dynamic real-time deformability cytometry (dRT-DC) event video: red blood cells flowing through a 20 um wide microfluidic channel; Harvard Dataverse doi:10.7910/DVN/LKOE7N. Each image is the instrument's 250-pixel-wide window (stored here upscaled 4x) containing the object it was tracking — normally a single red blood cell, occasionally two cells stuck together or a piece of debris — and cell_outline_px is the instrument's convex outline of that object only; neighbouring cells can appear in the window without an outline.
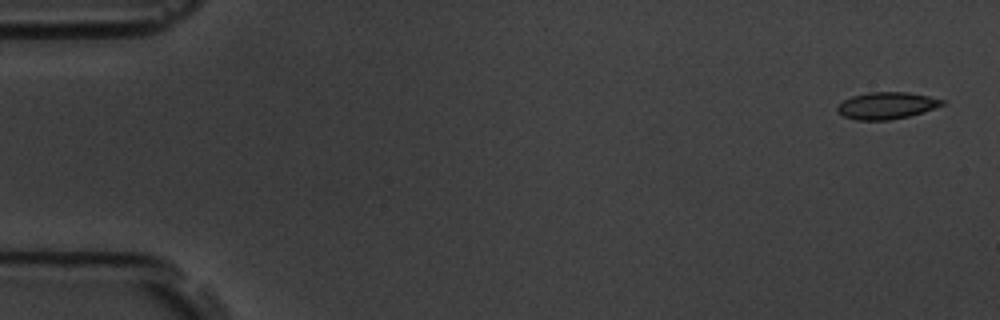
{"species": "common noctule bat (a hibernating species)", "species_latin": "Nyctalus noctula", "temperature_condition": "room temperature", "stored_images_in_passage": 56, "camera_frame_rate_fps": 3000, "um_per_image_px": 0.085, "animal": {"sex": "male", "body_mass_g": 19.5, "forearm_length_mm": 54.6}, "frame": {"image": 1, "passage_image": 2, "time_ms": 0.333, "image_size_px": [1000, 320], "cell_outline_px": [[948, 104], [908, 116], [888, 120], [856, 120], [844, 116], [836, 112], [836, 108], [844, 100], [852, 96], [868, 92], [908, 92], [928, 96], [944, 100]], "centroid_in_image_um": [75.36, 8.97], "position_along_channel_um": 9.6, "area_um2": 16.42}}
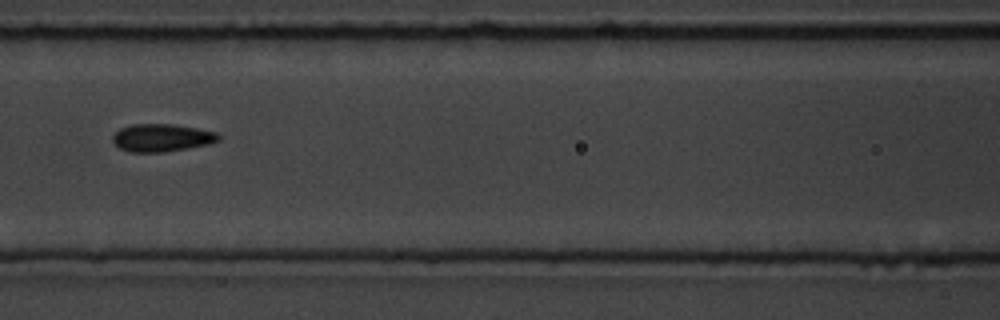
{"frame": {"image": 2, "passage_image": 25, "time_ms": 8.0, "image_size_px": [1000, 320], "cell_outline_px": [[220, 140], [208, 144], [164, 152], [128, 152], [120, 148], [112, 140], [112, 136], [120, 128], [132, 124], [176, 124], [216, 132], [220, 136]], "centroid_in_image_um": [13.74, 11.7], "position_along_channel_um": 152.9, "area_um2": 17.05}}
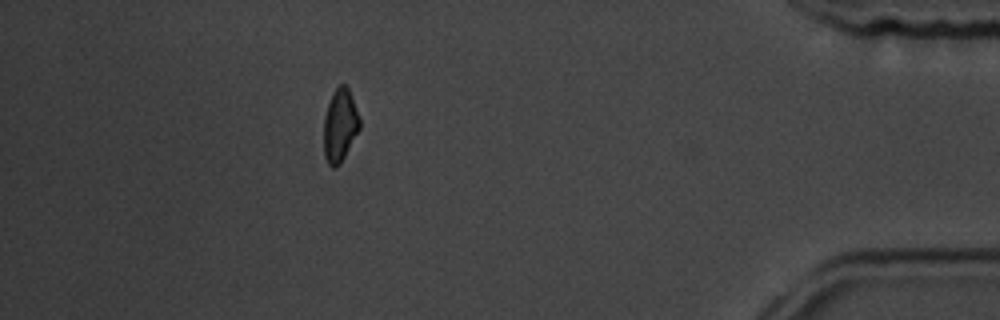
{"frame": {"image": 3, "passage_image": 50, "time_ms": 16.333, "image_size_px": [1000, 320], "cell_outline_px": [[360, 128], [340, 164], [336, 168], [332, 168], [328, 164], [324, 156], [324, 116], [332, 92], [340, 84], [344, 84], [348, 88], [360, 120]], "centroid_in_image_um": [28.88, 10.68], "position_along_channel_um": 406.3, "area_um2": 15.14}, "authors_computed_cell_mechanics": {"area_um2": 16.3574, "velocity_mm_per_s": 3.6446, "shape_relaxation_time_tau1_ms": 8.0432, "shape_relaxation_time_tau2_ms": 2.9642, "deformation_change_tau1": 0.0928, "deformation_change_tau2": 0.0727}}